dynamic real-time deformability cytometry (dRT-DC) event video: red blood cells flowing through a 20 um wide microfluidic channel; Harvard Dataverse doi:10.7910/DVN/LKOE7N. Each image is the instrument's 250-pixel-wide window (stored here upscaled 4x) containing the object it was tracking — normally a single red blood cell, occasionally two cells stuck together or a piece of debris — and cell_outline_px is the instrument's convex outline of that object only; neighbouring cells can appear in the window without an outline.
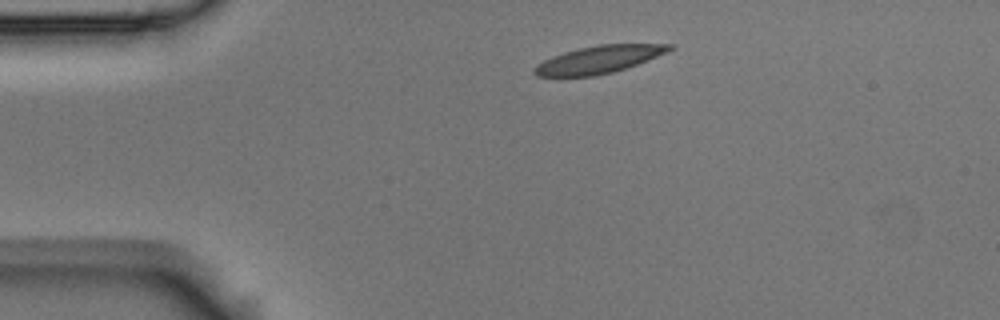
{"species": "Egyptian fruit bat (a non-hibernating species)", "species_latin": "Rousettus aegyptiacus", "temperature_condition": "room temperature", "stored_images_in_passage": 3, "camera_frame_rate_fps": 3000, "um_per_image_px": 0.085, "animal": {"sex": "male"}, "frame": {"image": 1, "passage_image": 1, "time_ms": 0.0, "image_size_px": [1000, 320], "cell_outline_px": [[676, 48], [668, 52], [648, 60], [612, 72], [596, 76], [536, 76], [532, 72], [532, 68], [536, 64], [552, 56], [564, 52], [596, 44], [676, 44]], "centroid_in_image_um": [50.91, 5.05], "position_along_channel_um": 34.1, "area_um2": 21.73}}